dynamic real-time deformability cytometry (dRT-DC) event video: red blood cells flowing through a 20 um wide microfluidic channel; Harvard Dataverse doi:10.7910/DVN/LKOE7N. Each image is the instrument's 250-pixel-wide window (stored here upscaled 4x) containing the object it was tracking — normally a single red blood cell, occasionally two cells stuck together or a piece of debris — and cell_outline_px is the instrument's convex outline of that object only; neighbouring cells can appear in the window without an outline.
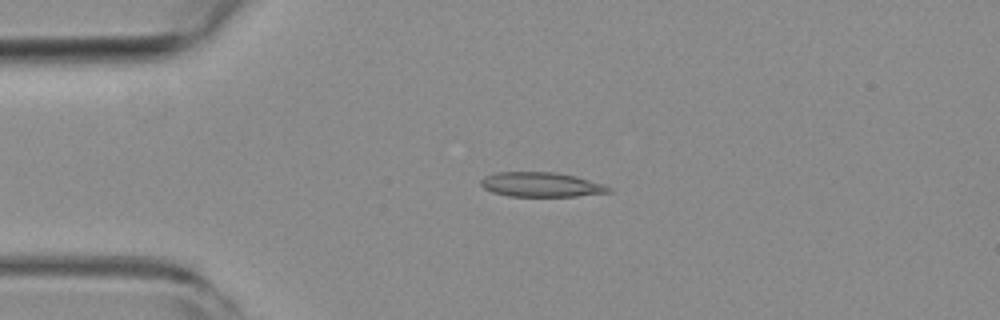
{"species": "common noctule bat (a hibernating species)", "species_latin": "Nyctalus noctula", "temperature_condition": "room temperature", "stored_images_in_passage": 52, "camera_frame_rate_fps": 3000, "um_per_image_px": 0.085, "animal": {"sex": "female", "body_mass_g": 19.3, "forearm_length_mm": 54.1}, "frame": {"image": 1, "passage_image": 11, "time_ms": 3.333, "image_size_px": [1000, 320], "cell_outline_px": [[612, 192], [576, 196], [508, 196], [492, 192], [484, 188], [480, 184], [480, 180], [484, 176], [496, 172], [556, 172], [576, 176], [604, 184], [612, 188]], "centroid_in_image_um": [46.0, 15.69], "position_along_channel_um": 39.0, "area_um2": 18.44}}
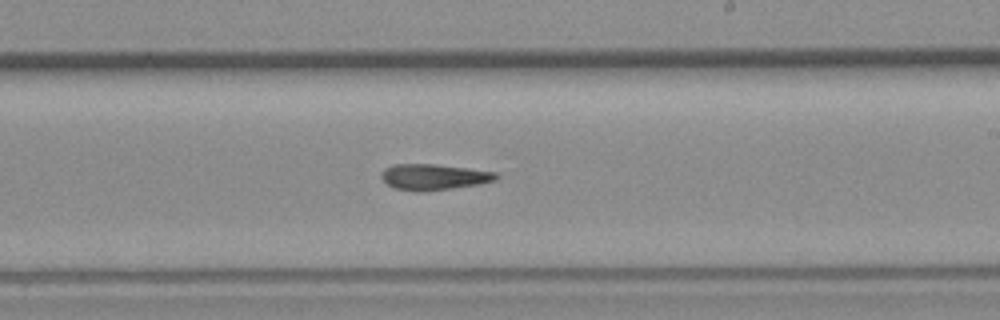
{"frame": {"image": 2, "passage_image": 30, "time_ms": 9.667, "image_size_px": [1000, 320], "cell_outline_px": [[500, 176], [496, 180], [480, 184], [452, 188], [420, 192], [416, 192], [396, 188], [388, 184], [380, 176], [384, 168], [392, 164], [436, 164], [468, 168], [496, 172]], "centroid_in_image_um": [36.89, 15.03], "position_along_channel_um": 252.1, "area_um2": 17.4}}
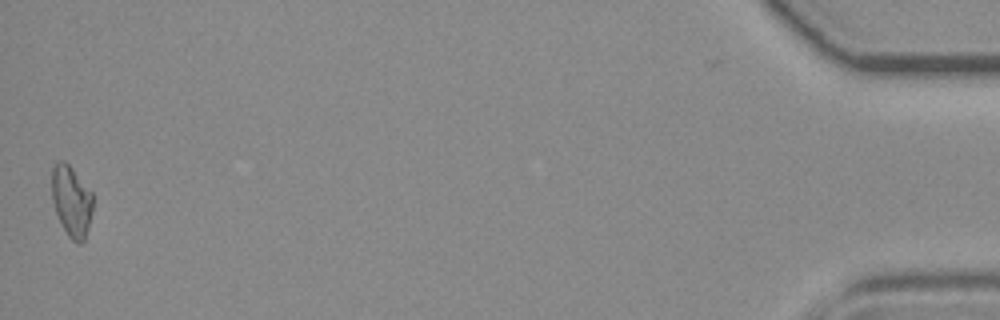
{"frame": {"image": 3, "passage_image": 52, "time_ms": 17.0, "image_size_px": [1000, 320], "cell_outline_px": [[92, 212], [88, 228], [84, 240], [80, 244], [76, 244], [68, 236], [56, 212], [52, 200], [52, 168], [56, 160], [64, 160], [72, 168], [92, 192]], "centroid_in_image_um": [6.07, 17.08], "position_along_channel_um": 429.1, "area_um2": 16.94}, "authors_computed_cell_mechanics": {"area_um2": 17.2822, "velocity_mm_per_s": 3.8011, "shape_relaxation_time_tau1_ms": null, "shape_relaxation_time_tau2_ms": 4.3059, "deformation_change_tau1": null, "deformation_change_tau2": 0.1334}}